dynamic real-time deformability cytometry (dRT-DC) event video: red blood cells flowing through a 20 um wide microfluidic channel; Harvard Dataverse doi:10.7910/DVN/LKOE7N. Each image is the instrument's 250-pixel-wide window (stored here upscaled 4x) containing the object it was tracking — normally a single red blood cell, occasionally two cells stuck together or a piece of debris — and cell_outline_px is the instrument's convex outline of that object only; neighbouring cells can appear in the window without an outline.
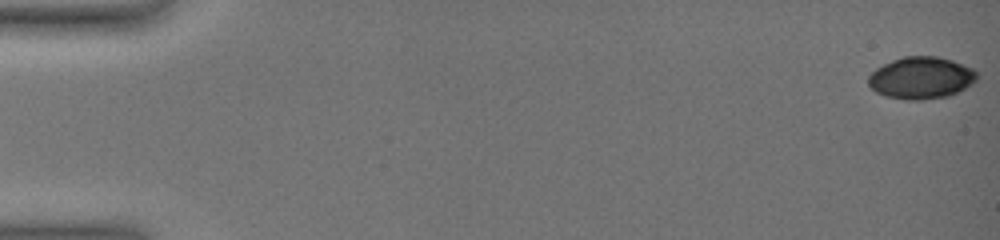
{"species": "common noctule bat (a hibernating species)", "species_latin": "Nyctalus noctula", "temperature_condition": "warm", "stored_images_in_passage": 60, "camera_frame_rate_fps": 3000, "um_per_image_px": 0.085, "animal": {"sex": "female", "body_mass_g": 19.0, "forearm_length_mm": 51.5}, "frame": {"image": 1, "passage_image": 1, "time_ms": 0.0, "image_size_px": [1000, 240], "cell_outline_px": [[980, 76], [972, 84], [948, 96], [920, 100], [904, 100], [888, 96], [876, 92], [868, 84], [868, 76], [876, 68], [892, 60], [904, 56], [936, 56], [952, 60], [972, 68]], "centroid_in_image_um": [78.3, 6.61], "position_along_channel_um": 6.7, "area_um2": 26.53}}
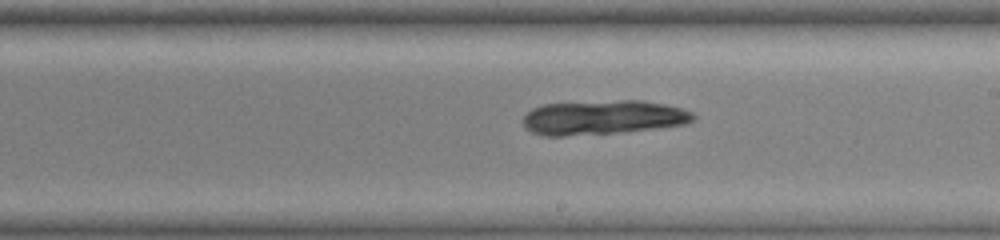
{"frame": {"image": 2, "passage_image": 38, "time_ms": 11.333, "image_size_px": [1000, 240], "cell_outline_px": [[696, 116], [692, 120], [684, 124], [660, 128], [624, 132], [564, 136], [544, 136], [532, 132], [524, 128], [520, 120], [532, 108], [544, 104], [624, 100], [644, 100], [684, 108], [692, 112]], "centroid_in_image_um": [51.24, 9.99], "position_along_channel_um": 237.8, "area_um2": 34.39}}
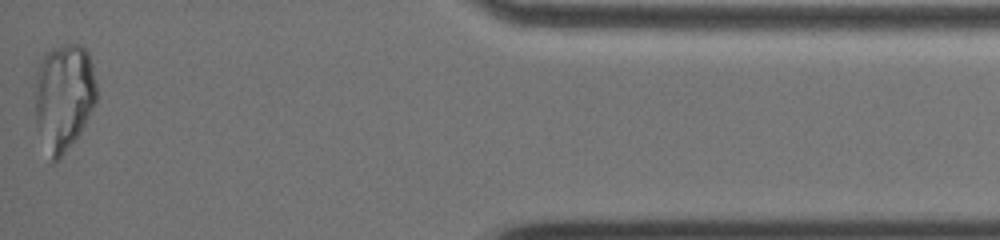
{"frame": {"image": 3, "passage_image": 60, "time_ms": 18.0, "image_size_px": [1000, 240], "cell_outline_px": [[96, 104], [76, 140], [52, 164], [36, 120], [36, 72], [44, 52], [52, 48], [64, 44], [80, 44], [88, 52], [92, 64], [96, 84]], "centroid_in_image_um": [5.44, 8.18], "position_along_channel_um": 429.8, "area_um2": 38.26}}